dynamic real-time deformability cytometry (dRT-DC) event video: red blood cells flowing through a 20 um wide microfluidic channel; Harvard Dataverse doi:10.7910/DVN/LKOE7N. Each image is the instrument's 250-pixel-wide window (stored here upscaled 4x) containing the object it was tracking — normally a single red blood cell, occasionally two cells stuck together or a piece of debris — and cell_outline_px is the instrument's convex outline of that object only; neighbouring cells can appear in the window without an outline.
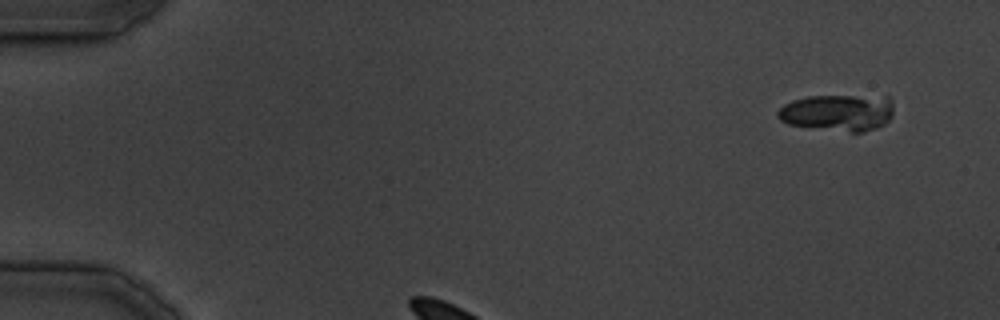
{"species": "common noctule bat (a hibernating species)", "species_latin": "Nyctalus noctula", "temperature_condition": "cold", "stored_images_in_passage": 19, "camera_frame_rate_fps": 3000, "um_per_image_px": 0.085, "animal": {"sex": "male", "body_mass_g": 19.5, "forearm_length_mm": 54.6}, "frame": {"image": 1, "passage_image": 1, "time_ms": 0.0, "image_size_px": [1000, 320], "cell_outline_px": [[892, 116], [884, 124], [876, 128], [864, 132], [852, 132], [788, 124], [780, 120], [776, 116], [776, 112], [784, 104], [792, 100], [808, 96], [888, 96], [892, 100]], "centroid_in_image_um": [71.22, 9.56], "position_along_channel_um": 13.8, "area_um2": 24.8}}
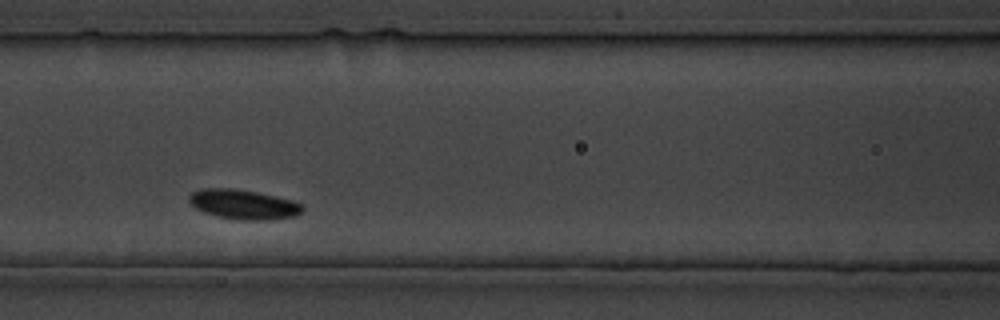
{"frame": {"image": 2, "passage_image": 9, "time_ms": 10.0, "image_size_px": [1000, 320], "cell_outline_px": [[304, 208], [296, 216], [268, 220], [240, 220], [216, 216], [204, 212], [196, 208], [188, 200], [188, 196], [192, 192], [200, 188], [236, 188], [276, 196], [292, 200], [300, 204]], "centroid_in_image_um": [20.67, 17.37], "position_along_channel_um": 145.9, "area_um2": 19.65}}
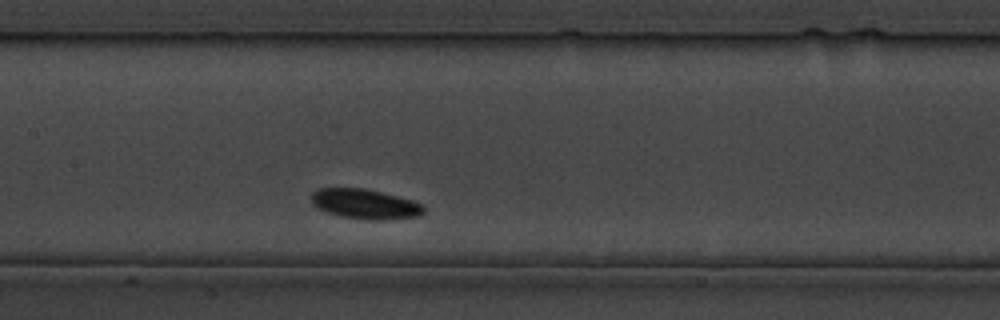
{"frame": {"image": 3, "passage_image": 11, "time_ms": 12.333, "image_size_px": [1000, 320], "cell_outline_px": [[424, 212], [416, 216], [384, 220], [364, 220], [340, 216], [316, 208], [312, 204], [312, 192], [320, 188], [364, 188], [412, 200], [424, 204]], "centroid_in_image_um": [31.01, 17.35], "position_along_channel_um": 176.4, "area_um2": 19.54}}